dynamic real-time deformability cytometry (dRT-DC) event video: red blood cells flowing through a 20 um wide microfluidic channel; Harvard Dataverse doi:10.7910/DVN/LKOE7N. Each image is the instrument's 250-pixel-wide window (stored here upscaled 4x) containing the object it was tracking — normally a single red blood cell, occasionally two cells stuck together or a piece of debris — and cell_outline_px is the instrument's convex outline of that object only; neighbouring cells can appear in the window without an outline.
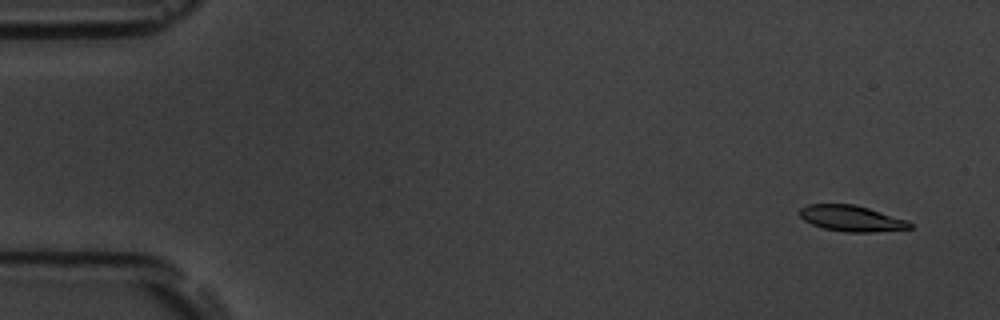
{"species": "common noctule bat (a hibernating species)", "species_latin": "Nyctalus noctula", "temperature_condition": "room temperature", "stored_images_in_passage": 4, "camera_frame_rate_fps": 3000, "um_per_image_px": 0.085, "animal": {"sex": "male", "body_mass_g": 19.5, "forearm_length_mm": 54.6}, "frame": {"image": 1, "passage_image": 2, "time_ms": 1.0, "image_size_px": [1000, 320], "cell_outline_px": [[912, 228], [872, 232], [844, 232], [824, 228], [812, 224], [804, 220], [800, 216], [800, 208], [808, 204], [856, 204], [908, 220], [912, 224]], "centroid_in_image_um": [72.38, 18.56], "position_along_channel_um": 12.6, "area_um2": 16.65}}